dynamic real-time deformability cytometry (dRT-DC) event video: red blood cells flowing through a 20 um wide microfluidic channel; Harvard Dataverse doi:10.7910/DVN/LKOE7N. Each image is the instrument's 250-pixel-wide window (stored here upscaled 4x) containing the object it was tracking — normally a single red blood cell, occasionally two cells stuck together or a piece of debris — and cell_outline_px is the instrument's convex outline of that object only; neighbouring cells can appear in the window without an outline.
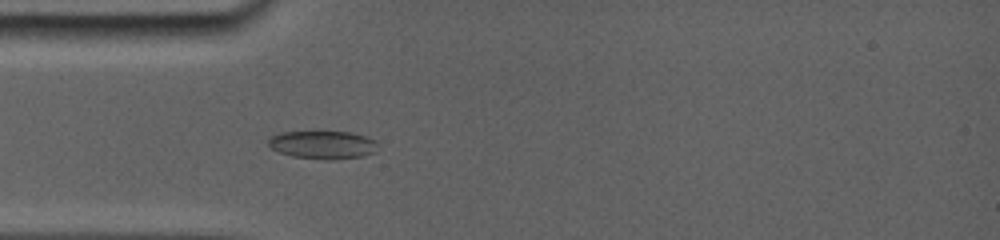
{"species": "common noctule bat (a hibernating species)", "species_latin": "Nyctalus noctula", "temperature_condition": "room temperature", "stored_images_in_passage": 6, "camera_frame_rate_fps": 5000, "um_per_image_px": 0.085, "animal": {"sex": "female", "body_mass_g": 19.0, "forearm_length_mm": 56.7}, "frame": {"image": 1, "passage_image": 5, "time_ms": 4.4, "image_size_px": [1000, 240], "cell_outline_px": [[372, 152], [360, 156], [328, 160], [292, 156], [280, 152], [272, 148], [268, 144], [268, 140], [272, 136], [284, 132], [348, 132], [372, 140]], "centroid_in_image_um": [27.3, 12.31], "position_along_channel_um": 57.7, "area_um2": 16.99}}
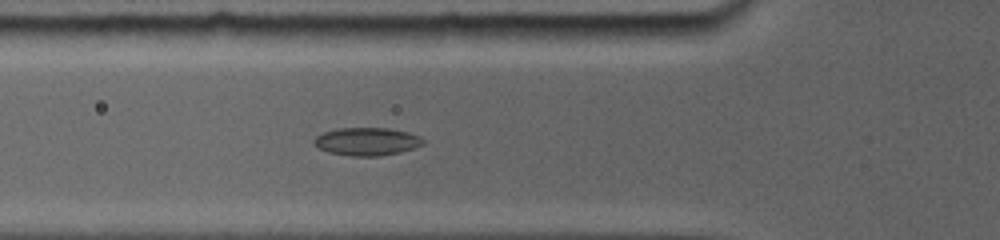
{"frame": {"image": 2, "passage_image": 6, "time_ms": 5.4, "image_size_px": [1000, 240], "cell_outline_px": [[424, 144], [400, 152], [380, 156], [352, 156], [328, 152], [320, 148], [316, 144], [316, 136], [324, 132], [340, 128], [384, 128], [404, 132], [416, 136], [424, 140]], "centroid_in_image_um": [31.17, 12.04], "position_along_channel_um": 94.6, "area_um2": 17.22}}